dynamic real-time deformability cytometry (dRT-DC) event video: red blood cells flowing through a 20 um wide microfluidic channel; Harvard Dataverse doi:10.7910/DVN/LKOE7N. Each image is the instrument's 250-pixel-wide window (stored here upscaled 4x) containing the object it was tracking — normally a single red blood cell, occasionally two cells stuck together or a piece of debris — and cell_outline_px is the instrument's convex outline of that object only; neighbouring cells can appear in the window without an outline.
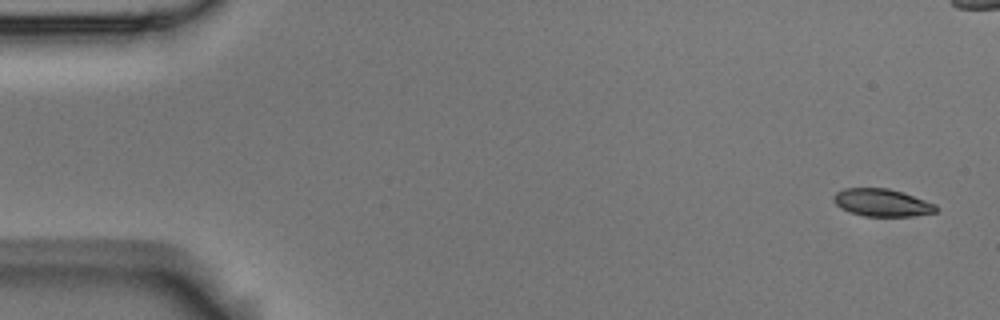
{"species": "Egyptian fruit bat (a non-hibernating species)", "species_latin": "Rousettus aegyptiacus", "temperature_condition": "room temperature", "stored_images_in_passage": 7, "camera_frame_rate_fps": 3000, "um_per_image_px": 0.085, "animal": {"sex": "male"}, "frame": {"image": 1, "passage_image": 1, "time_ms": 0.0, "image_size_px": [1000, 320], "cell_outline_px": [[940, 208], [936, 212], [912, 216], [864, 216], [840, 208], [832, 200], [832, 196], [836, 192], [844, 188], [888, 188], [904, 192], [936, 204]], "centroid_in_image_um": [74.98, 17.21], "position_along_channel_um": 10.0, "area_um2": 16.59}}
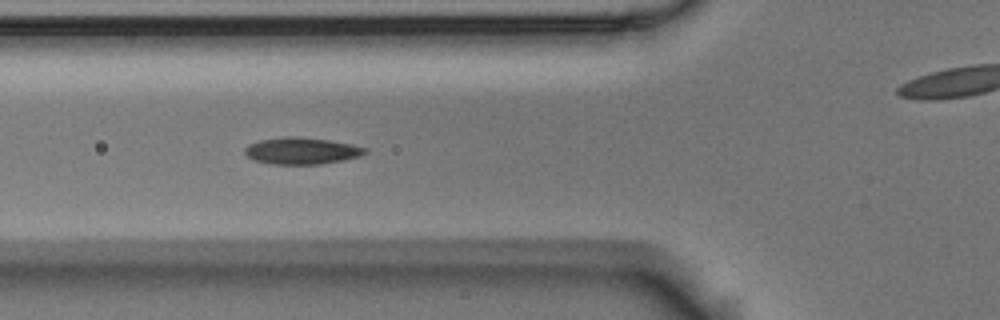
{"frame": {"image": 2, "passage_image": 6, "time_ms": 1.667, "image_size_px": [1000, 320], "cell_outline_px": [[368, 152], [360, 156], [320, 164], [272, 164], [252, 160], [244, 152], [244, 148], [248, 144], [260, 140], [288, 136], [296, 136], [328, 140], [352, 144], [368, 148]], "centroid_in_image_um": [25.62, 12.82], "position_along_channel_um": 100.2, "area_um2": 18.73}}